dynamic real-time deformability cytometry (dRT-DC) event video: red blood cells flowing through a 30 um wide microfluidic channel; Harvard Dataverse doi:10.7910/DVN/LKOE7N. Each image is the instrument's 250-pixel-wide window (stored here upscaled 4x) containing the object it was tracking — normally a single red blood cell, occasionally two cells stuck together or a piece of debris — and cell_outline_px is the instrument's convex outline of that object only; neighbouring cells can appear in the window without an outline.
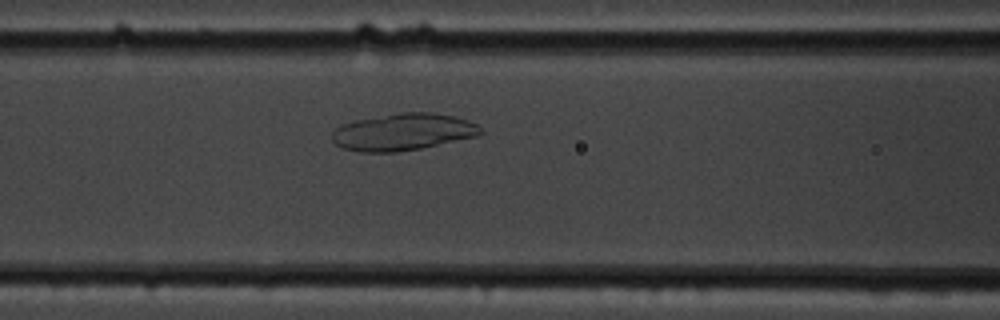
{"species": "common noctule bat (a hibernating species)", "species_latin": "Nyctalus noctula", "temperature_condition": "cold", "stored_images_in_passage": 42, "camera_frame_rate_fps": 3000, "um_per_image_px": 0.085, "animal": {"sex": "male", "body_mass_g": 19.5, "forearm_length_mm": 54.6}, "frame": {"image": 1, "passage_image": 7, "time_ms": 2.0, "image_size_px": [1000, 320], "cell_outline_px": [[484, 132], [480, 136], [420, 148], [396, 152], [360, 152], [344, 148], [336, 144], [332, 140], [332, 132], [340, 124], [356, 120], [404, 112], [432, 112], [456, 116], [468, 120], [476, 124]], "centroid_in_image_um": [34.28, 11.21], "position_along_channel_um": 132.3, "area_um2": 32.02}}
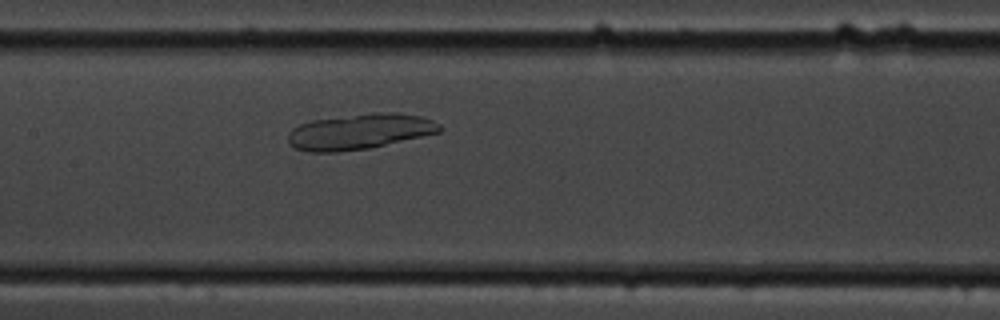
{"frame": {"image": 2, "passage_image": 11, "time_ms": 3.333, "image_size_px": [1000, 320], "cell_outline_px": [[444, 128], [440, 132], [368, 148], [336, 152], [308, 152], [296, 148], [288, 140], [288, 132], [292, 128], [300, 124], [312, 120], [372, 112], [396, 112], [420, 116], [432, 120], [440, 124]], "centroid_in_image_um": [30.58, 11.17], "position_along_channel_um": 176.8, "area_um2": 31.33}}